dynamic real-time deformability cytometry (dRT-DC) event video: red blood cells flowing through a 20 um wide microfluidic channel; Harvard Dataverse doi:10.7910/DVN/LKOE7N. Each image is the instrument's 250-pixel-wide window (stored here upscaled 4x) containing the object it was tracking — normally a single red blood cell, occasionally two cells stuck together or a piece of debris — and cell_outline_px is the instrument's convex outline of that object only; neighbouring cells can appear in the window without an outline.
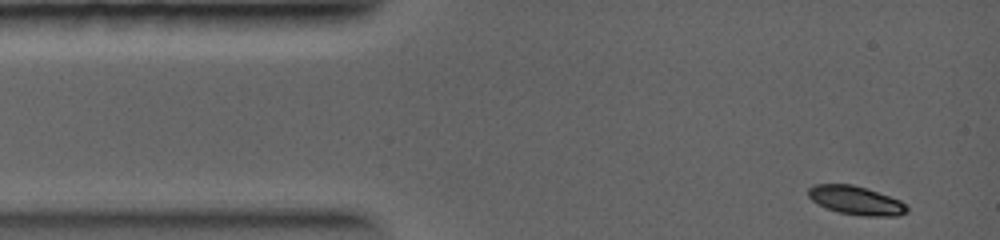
{"species": "common noctule bat (a hibernating species)", "species_latin": "Nyctalus noctula", "temperature_condition": "warm", "stored_images_in_passage": 7, "camera_frame_rate_fps": 5000, "um_per_image_px": 0.085, "animal": {"sex": "female", "body_mass_g": 19.0, "forearm_length_mm": 56.7}, "frame": {"image": 1, "passage_image": 1, "time_ms": 0.0, "image_size_px": [1000, 240], "cell_outline_px": [[908, 212], [896, 216], [864, 216], [840, 212], [828, 208], [812, 200], [808, 196], [808, 188], [812, 184], [852, 184], [900, 200], [908, 208]], "centroid_in_image_um": [72.74, 17.03], "position_along_channel_um": 12.3, "area_um2": 16.18}}